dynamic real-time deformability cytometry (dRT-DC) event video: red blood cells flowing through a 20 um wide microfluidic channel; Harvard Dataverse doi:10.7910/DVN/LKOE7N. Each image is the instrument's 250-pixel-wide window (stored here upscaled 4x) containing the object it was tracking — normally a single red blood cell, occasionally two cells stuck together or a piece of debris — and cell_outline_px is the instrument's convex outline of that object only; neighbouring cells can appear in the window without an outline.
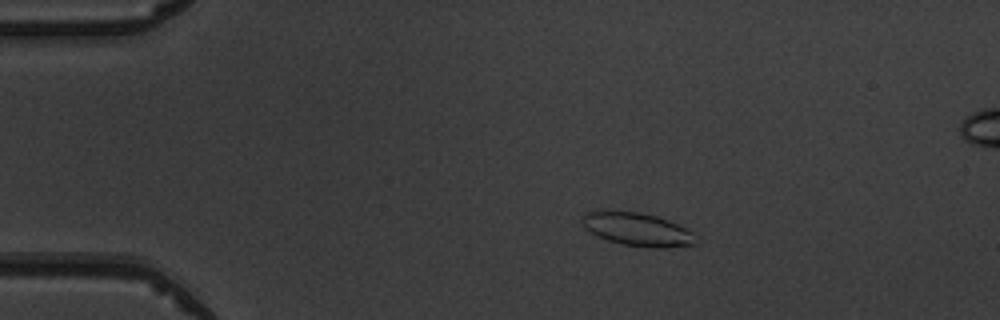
{"species": "common noctule bat (a hibernating species)", "species_latin": "Nyctalus noctula", "temperature_condition": "warm", "stored_images_in_passage": 5, "camera_frame_rate_fps": 3000, "um_per_image_px": 0.085, "animal": {"sex": "male", "body_mass_g": 19.5, "forearm_length_mm": 54.6}, "frame": {"image": 1, "passage_image": 3, "time_ms": 2.333, "image_size_px": [1000, 320], "cell_outline_px": [[700, 244], [668, 248], [652, 248], [620, 244], [596, 236], [584, 228], [580, 220], [584, 212], [640, 212], [656, 216], [668, 220], [692, 232]], "centroid_in_image_um": [54.19, 19.53], "position_along_channel_um": 30.8, "area_um2": 22.02}}